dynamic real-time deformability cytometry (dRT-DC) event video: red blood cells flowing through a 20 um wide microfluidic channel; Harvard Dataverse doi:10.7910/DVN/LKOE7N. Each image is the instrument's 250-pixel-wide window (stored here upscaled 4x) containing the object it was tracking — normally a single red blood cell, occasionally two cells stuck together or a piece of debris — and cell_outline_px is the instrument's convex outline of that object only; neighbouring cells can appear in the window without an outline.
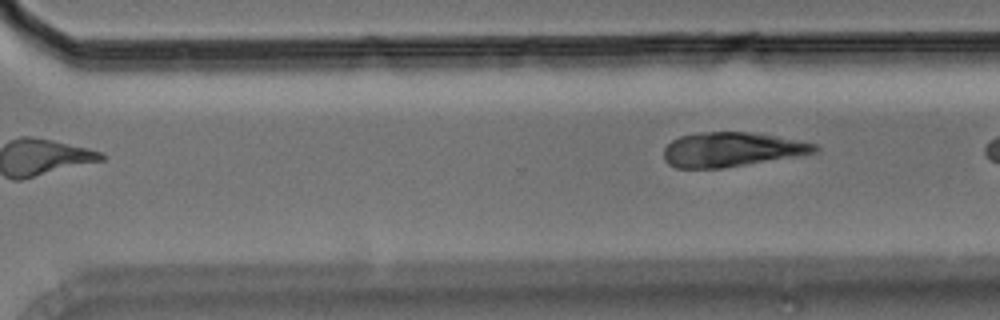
{"species": "Egyptian fruit bat (a non-hibernating species)", "species_latin": "Rousettus aegyptiacus", "temperature_condition": "room temperature", "stored_images_in_passage": 9, "camera_frame_rate_fps": 3000, "um_per_image_px": 0.085, "animal": {"sex": "male"}, "frame": {"image": 1, "passage_image": 9, "time_ms": 2.667, "image_size_px": [1000, 320], "cell_outline_px": [[820, 148], [816, 152], [796, 156], [724, 168], [676, 168], [668, 164], [664, 160], [664, 148], [672, 140], [680, 136], [700, 132], [748, 132], [772, 136], [816, 144]], "centroid_in_image_um": [62.13, 12.72], "position_along_channel_um": 308.5, "area_um2": 30.0}}